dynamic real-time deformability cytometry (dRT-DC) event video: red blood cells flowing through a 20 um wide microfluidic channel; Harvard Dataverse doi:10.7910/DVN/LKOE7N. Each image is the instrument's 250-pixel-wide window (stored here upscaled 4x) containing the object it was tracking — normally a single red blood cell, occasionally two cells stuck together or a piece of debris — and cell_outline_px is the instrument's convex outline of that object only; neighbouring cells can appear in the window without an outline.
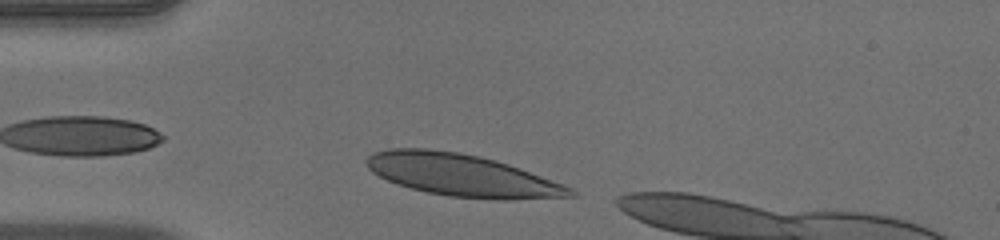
{"species": "human", "species_latin": "Homo sapiens", "temperature_condition": "warm", "stored_images_in_passage": 33, "camera_frame_rate_fps": 3000, "um_per_image_px": 0.085, "donor": {"sex": "male"}, "frame": {"image": 1, "passage_image": 1, "time_ms": 0.0, "image_size_px": [1000, 240], "cell_outline_px": [[580, 196], [508, 200], [500, 200], [448, 196], [428, 192], [396, 184], [372, 172], [368, 168], [364, 160], [372, 152], [388, 148], [428, 148], [460, 152], [480, 156], [496, 160], [520, 168], [564, 184], [572, 188]], "centroid_in_image_um": [39.28, 14.89], "position_along_channel_um": 45.7, "area_um2": 50.4}}
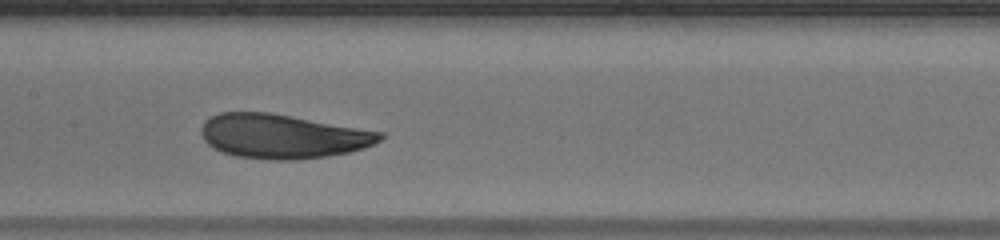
{"frame": {"image": 2, "passage_image": 13, "time_ms": 4.0, "image_size_px": [1000, 240], "cell_outline_px": [[384, 136], [380, 140], [364, 148], [348, 152], [328, 156], [296, 160], [272, 160], [236, 156], [220, 152], [212, 148], [204, 140], [200, 132], [200, 128], [204, 120], [220, 112], [268, 112], [384, 132]], "centroid_in_image_um": [23.98, 11.58], "position_along_channel_um": 183.4, "area_um2": 46.24}}
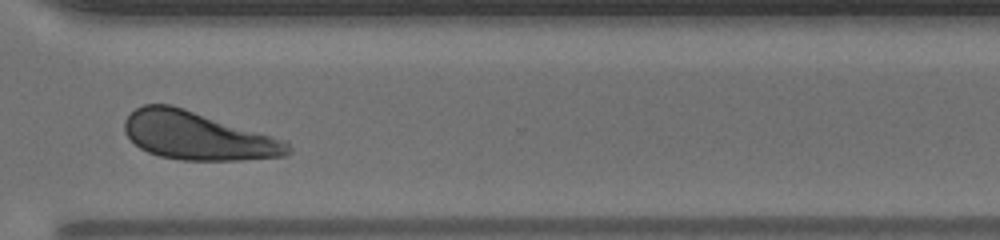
{"frame": {"image": 3, "passage_image": 26, "time_ms": 8.333, "image_size_px": [1000, 240], "cell_outline_px": [[292, 152], [288, 156], [240, 160], [180, 160], [160, 156], [148, 152], [140, 148], [124, 132], [124, 120], [136, 108], [144, 104], [172, 104], [288, 140], [292, 148]], "centroid_in_image_um": [16.86, 11.54], "position_along_channel_um": 353.7, "area_um2": 46.18}}